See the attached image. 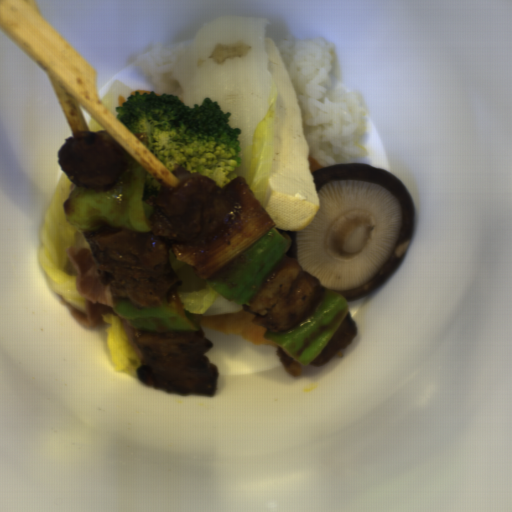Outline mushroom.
Listing matches in <instances>:
<instances>
[{
    "instance_id": "1",
    "label": "mushroom",
    "mask_w": 512,
    "mask_h": 512,
    "mask_svg": "<svg viewBox=\"0 0 512 512\" xmlns=\"http://www.w3.org/2000/svg\"><path fill=\"white\" fill-rule=\"evenodd\" d=\"M319 207L291 238L292 257L325 292L346 303L376 292L403 263L415 227L404 183L374 165L336 164L311 172Z\"/></svg>"
}]
</instances>
